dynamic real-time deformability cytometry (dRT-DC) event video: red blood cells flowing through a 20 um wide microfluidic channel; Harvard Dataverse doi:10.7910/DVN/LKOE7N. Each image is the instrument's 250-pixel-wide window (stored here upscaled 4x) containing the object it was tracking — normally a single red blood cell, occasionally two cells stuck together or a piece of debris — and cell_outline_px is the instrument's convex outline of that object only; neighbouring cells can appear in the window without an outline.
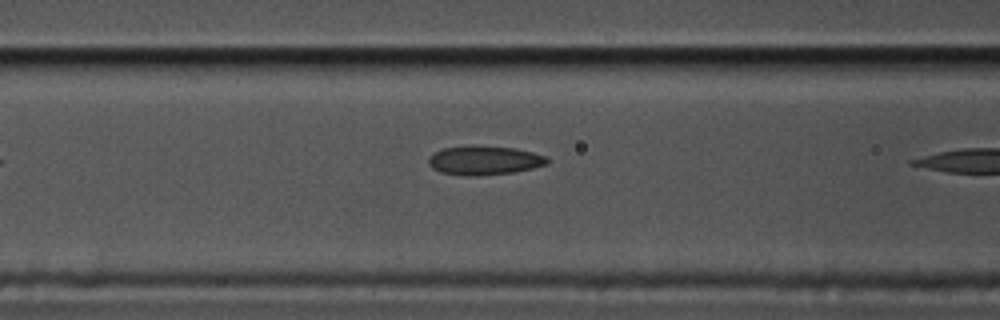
{"species": "common noctule bat (a hibernating species)", "species_latin": "Nyctalus noctula", "temperature_condition": "cold", "stored_images_in_passage": 7, "camera_frame_rate_fps": 3000, "um_per_image_px": 0.085, "animal": {"sex": "male", "body_mass_g": 17.5, "forearm_length_mm": 52.3}, "frame": {"image": 1, "passage_image": 6, "time_ms": 1.667, "image_size_px": [1000, 320], "cell_outline_px": [[548, 164], [516, 172], [476, 176], [464, 176], [440, 172], [432, 168], [428, 164], [428, 156], [444, 148], [512, 148], [532, 152], [544, 156], [548, 160]], "centroid_in_image_um": [41.15, 13.69], "position_along_channel_um": 125.4, "area_um2": 19.31}}